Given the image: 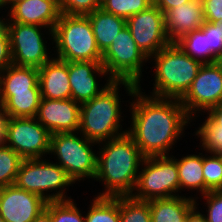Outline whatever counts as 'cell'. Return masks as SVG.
<instances>
[{"instance_id":"obj_1","label":"cell","mask_w":222,"mask_h":222,"mask_svg":"<svg viewBox=\"0 0 222 222\" xmlns=\"http://www.w3.org/2000/svg\"><path fill=\"white\" fill-rule=\"evenodd\" d=\"M131 97L129 107L132 121L127 133L145 158L168 156L193 119L180 99L147 95L141 91V86Z\"/></svg>"},{"instance_id":"obj_2","label":"cell","mask_w":222,"mask_h":222,"mask_svg":"<svg viewBox=\"0 0 222 222\" xmlns=\"http://www.w3.org/2000/svg\"><path fill=\"white\" fill-rule=\"evenodd\" d=\"M98 145L94 180L103 182L104 191L97 197L131 196L145 158L140 149L127 132Z\"/></svg>"},{"instance_id":"obj_3","label":"cell","mask_w":222,"mask_h":222,"mask_svg":"<svg viewBox=\"0 0 222 222\" xmlns=\"http://www.w3.org/2000/svg\"><path fill=\"white\" fill-rule=\"evenodd\" d=\"M120 86L129 96L138 87L128 81H112L101 93L81 104L78 132L88 140L101 143L127 132L122 131Z\"/></svg>"},{"instance_id":"obj_4","label":"cell","mask_w":222,"mask_h":222,"mask_svg":"<svg viewBox=\"0 0 222 222\" xmlns=\"http://www.w3.org/2000/svg\"><path fill=\"white\" fill-rule=\"evenodd\" d=\"M154 83L151 96L181 99L192 85L202 63L190 57L175 42L151 57Z\"/></svg>"},{"instance_id":"obj_5","label":"cell","mask_w":222,"mask_h":222,"mask_svg":"<svg viewBox=\"0 0 222 222\" xmlns=\"http://www.w3.org/2000/svg\"><path fill=\"white\" fill-rule=\"evenodd\" d=\"M56 58L67 61L102 62L100 52L87 15L62 14L53 29Z\"/></svg>"},{"instance_id":"obj_6","label":"cell","mask_w":222,"mask_h":222,"mask_svg":"<svg viewBox=\"0 0 222 222\" xmlns=\"http://www.w3.org/2000/svg\"><path fill=\"white\" fill-rule=\"evenodd\" d=\"M14 184L20 189L41 196L46 202H53L72 200L65 195V191L66 187L69 188L75 183L60 165L39 158L23 159Z\"/></svg>"},{"instance_id":"obj_7","label":"cell","mask_w":222,"mask_h":222,"mask_svg":"<svg viewBox=\"0 0 222 222\" xmlns=\"http://www.w3.org/2000/svg\"><path fill=\"white\" fill-rule=\"evenodd\" d=\"M94 144L98 143L88 140L78 131L55 133L50 137L49 155L56 156V163L66 171L74 183L85 178L93 180L97 171L98 154L92 149Z\"/></svg>"},{"instance_id":"obj_8","label":"cell","mask_w":222,"mask_h":222,"mask_svg":"<svg viewBox=\"0 0 222 222\" xmlns=\"http://www.w3.org/2000/svg\"><path fill=\"white\" fill-rule=\"evenodd\" d=\"M133 199L150 201L179 196L180 184L176 157L154 156L143 159ZM136 191V192H135Z\"/></svg>"},{"instance_id":"obj_9","label":"cell","mask_w":222,"mask_h":222,"mask_svg":"<svg viewBox=\"0 0 222 222\" xmlns=\"http://www.w3.org/2000/svg\"><path fill=\"white\" fill-rule=\"evenodd\" d=\"M149 59L138 48L127 26L123 27L102 54V65L114 81H128L140 86L143 64Z\"/></svg>"},{"instance_id":"obj_10","label":"cell","mask_w":222,"mask_h":222,"mask_svg":"<svg viewBox=\"0 0 222 222\" xmlns=\"http://www.w3.org/2000/svg\"><path fill=\"white\" fill-rule=\"evenodd\" d=\"M43 28L46 29L38 25L6 22L12 64L39 69L52 58L54 54L48 55L47 41L43 39L45 34L41 33Z\"/></svg>"},{"instance_id":"obj_11","label":"cell","mask_w":222,"mask_h":222,"mask_svg":"<svg viewBox=\"0 0 222 222\" xmlns=\"http://www.w3.org/2000/svg\"><path fill=\"white\" fill-rule=\"evenodd\" d=\"M51 133L35 117H9L5 145L23 159L44 158L50 151Z\"/></svg>"},{"instance_id":"obj_12","label":"cell","mask_w":222,"mask_h":222,"mask_svg":"<svg viewBox=\"0 0 222 222\" xmlns=\"http://www.w3.org/2000/svg\"><path fill=\"white\" fill-rule=\"evenodd\" d=\"M180 101L187 114L193 119L196 114L205 113L211 107L220 104L222 102L220 65L217 62L202 64L191 87Z\"/></svg>"},{"instance_id":"obj_13","label":"cell","mask_w":222,"mask_h":222,"mask_svg":"<svg viewBox=\"0 0 222 222\" xmlns=\"http://www.w3.org/2000/svg\"><path fill=\"white\" fill-rule=\"evenodd\" d=\"M126 26L138 48L150 60L158 51L172 42L165 29V15L155 5L129 17Z\"/></svg>"},{"instance_id":"obj_14","label":"cell","mask_w":222,"mask_h":222,"mask_svg":"<svg viewBox=\"0 0 222 222\" xmlns=\"http://www.w3.org/2000/svg\"><path fill=\"white\" fill-rule=\"evenodd\" d=\"M68 75L71 87V98L79 104L87 102L101 93L113 80L97 61L68 62ZM98 78L106 77L104 86H99ZM101 87V88H100Z\"/></svg>"},{"instance_id":"obj_15","label":"cell","mask_w":222,"mask_h":222,"mask_svg":"<svg viewBox=\"0 0 222 222\" xmlns=\"http://www.w3.org/2000/svg\"><path fill=\"white\" fill-rule=\"evenodd\" d=\"M47 202L15 184L0 188V216L5 222H31Z\"/></svg>"},{"instance_id":"obj_16","label":"cell","mask_w":222,"mask_h":222,"mask_svg":"<svg viewBox=\"0 0 222 222\" xmlns=\"http://www.w3.org/2000/svg\"><path fill=\"white\" fill-rule=\"evenodd\" d=\"M81 104L70 99L42 98L35 118L51 133L76 132L80 126Z\"/></svg>"},{"instance_id":"obj_17","label":"cell","mask_w":222,"mask_h":222,"mask_svg":"<svg viewBox=\"0 0 222 222\" xmlns=\"http://www.w3.org/2000/svg\"><path fill=\"white\" fill-rule=\"evenodd\" d=\"M6 22H17L46 27L53 39V29L61 15L59 0H24L8 10Z\"/></svg>"},{"instance_id":"obj_18","label":"cell","mask_w":222,"mask_h":222,"mask_svg":"<svg viewBox=\"0 0 222 222\" xmlns=\"http://www.w3.org/2000/svg\"><path fill=\"white\" fill-rule=\"evenodd\" d=\"M41 97L51 100L71 98L68 62L52 57L38 69Z\"/></svg>"},{"instance_id":"obj_19","label":"cell","mask_w":222,"mask_h":222,"mask_svg":"<svg viewBox=\"0 0 222 222\" xmlns=\"http://www.w3.org/2000/svg\"><path fill=\"white\" fill-rule=\"evenodd\" d=\"M204 22L202 0H191L165 14V29L171 42L177 41L186 33L200 29Z\"/></svg>"},{"instance_id":"obj_20","label":"cell","mask_w":222,"mask_h":222,"mask_svg":"<svg viewBox=\"0 0 222 222\" xmlns=\"http://www.w3.org/2000/svg\"><path fill=\"white\" fill-rule=\"evenodd\" d=\"M30 89H40L38 68L11 64L0 73L1 106L14 93L30 92Z\"/></svg>"},{"instance_id":"obj_21","label":"cell","mask_w":222,"mask_h":222,"mask_svg":"<svg viewBox=\"0 0 222 222\" xmlns=\"http://www.w3.org/2000/svg\"><path fill=\"white\" fill-rule=\"evenodd\" d=\"M197 197L174 196L147 201L151 222H186L189 212L196 206Z\"/></svg>"},{"instance_id":"obj_22","label":"cell","mask_w":222,"mask_h":222,"mask_svg":"<svg viewBox=\"0 0 222 222\" xmlns=\"http://www.w3.org/2000/svg\"><path fill=\"white\" fill-rule=\"evenodd\" d=\"M87 17L92 25L96 44L103 54L120 30L126 26V20L112 13L105 12L102 8L87 14Z\"/></svg>"},{"instance_id":"obj_23","label":"cell","mask_w":222,"mask_h":222,"mask_svg":"<svg viewBox=\"0 0 222 222\" xmlns=\"http://www.w3.org/2000/svg\"><path fill=\"white\" fill-rule=\"evenodd\" d=\"M176 163L178 167L180 192L181 190L183 191V189H187V191L191 189L192 191H199L201 196L205 195L202 153L182 156L180 159L176 158Z\"/></svg>"},{"instance_id":"obj_24","label":"cell","mask_w":222,"mask_h":222,"mask_svg":"<svg viewBox=\"0 0 222 222\" xmlns=\"http://www.w3.org/2000/svg\"><path fill=\"white\" fill-rule=\"evenodd\" d=\"M205 113L207 118L195 131L200 137V147L206 153L215 152L222 145V102L211 107Z\"/></svg>"},{"instance_id":"obj_25","label":"cell","mask_w":222,"mask_h":222,"mask_svg":"<svg viewBox=\"0 0 222 222\" xmlns=\"http://www.w3.org/2000/svg\"><path fill=\"white\" fill-rule=\"evenodd\" d=\"M41 99L40 89H30V92L14 93L2 105V109L9 117H35Z\"/></svg>"},{"instance_id":"obj_26","label":"cell","mask_w":222,"mask_h":222,"mask_svg":"<svg viewBox=\"0 0 222 222\" xmlns=\"http://www.w3.org/2000/svg\"><path fill=\"white\" fill-rule=\"evenodd\" d=\"M85 214L86 222H120L119 196L94 197Z\"/></svg>"},{"instance_id":"obj_27","label":"cell","mask_w":222,"mask_h":222,"mask_svg":"<svg viewBox=\"0 0 222 222\" xmlns=\"http://www.w3.org/2000/svg\"><path fill=\"white\" fill-rule=\"evenodd\" d=\"M175 43L193 59L202 64L210 63L207 35L201 29L182 35Z\"/></svg>"},{"instance_id":"obj_28","label":"cell","mask_w":222,"mask_h":222,"mask_svg":"<svg viewBox=\"0 0 222 222\" xmlns=\"http://www.w3.org/2000/svg\"><path fill=\"white\" fill-rule=\"evenodd\" d=\"M120 222H151L150 206L131 196H119Z\"/></svg>"},{"instance_id":"obj_29","label":"cell","mask_w":222,"mask_h":222,"mask_svg":"<svg viewBox=\"0 0 222 222\" xmlns=\"http://www.w3.org/2000/svg\"><path fill=\"white\" fill-rule=\"evenodd\" d=\"M23 158L12 148L0 146V188L13 185Z\"/></svg>"},{"instance_id":"obj_30","label":"cell","mask_w":222,"mask_h":222,"mask_svg":"<svg viewBox=\"0 0 222 222\" xmlns=\"http://www.w3.org/2000/svg\"><path fill=\"white\" fill-rule=\"evenodd\" d=\"M152 5L150 0H101V8L127 20Z\"/></svg>"},{"instance_id":"obj_31","label":"cell","mask_w":222,"mask_h":222,"mask_svg":"<svg viewBox=\"0 0 222 222\" xmlns=\"http://www.w3.org/2000/svg\"><path fill=\"white\" fill-rule=\"evenodd\" d=\"M203 175L205 194L210 191L222 190V157L215 152L203 155Z\"/></svg>"},{"instance_id":"obj_32","label":"cell","mask_w":222,"mask_h":222,"mask_svg":"<svg viewBox=\"0 0 222 222\" xmlns=\"http://www.w3.org/2000/svg\"><path fill=\"white\" fill-rule=\"evenodd\" d=\"M74 202L73 199L51 202V222H86L85 216Z\"/></svg>"},{"instance_id":"obj_33","label":"cell","mask_w":222,"mask_h":222,"mask_svg":"<svg viewBox=\"0 0 222 222\" xmlns=\"http://www.w3.org/2000/svg\"><path fill=\"white\" fill-rule=\"evenodd\" d=\"M200 29L207 35L210 63L217 62V59L222 55V23L205 21Z\"/></svg>"},{"instance_id":"obj_34","label":"cell","mask_w":222,"mask_h":222,"mask_svg":"<svg viewBox=\"0 0 222 222\" xmlns=\"http://www.w3.org/2000/svg\"><path fill=\"white\" fill-rule=\"evenodd\" d=\"M60 12L69 15H87L101 8V0H59Z\"/></svg>"},{"instance_id":"obj_35","label":"cell","mask_w":222,"mask_h":222,"mask_svg":"<svg viewBox=\"0 0 222 222\" xmlns=\"http://www.w3.org/2000/svg\"><path fill=\"white\" fill-rule=\"evenodd\" d=\"M202 198L206 200L205 205L207 204L206 209H208L206 210L207 214H204L206 220L208 222H222V190L210 191L202 195Z\"/></svg>"},{"instance_id":"obj_36","label":"cell","mask_w":222,"mask_h":222,"mask_svg":"<svg viewBox=\"0 0 222 222\" xmlns=\"http://www.w3.org/2000/svg\"><path fill=\"white\" fill-rule=\"evenodd\" d=\"M206 22L217 23L222 19V0H202Z\"/></svg>"},{"instance_id":"obj_37","label":"cell","mask_w":222,"mask_h":222,"mask_svg":"<svg viewBox=\"0 0 222 222\" xmlns=\"http://www.w3.org/2000/svg\"><path fill=\"white\" fill-rule=\"evenodd\" d=\"M12 64L10 38L6 28L0 33V73Z\"/></svg>"},{"instance_id":"obj_38","label":"cell","mask_w":222,"mask_h":222,"mask_svg":"<svg viewBox=\"0 0 222 222\" xmlns=\"http://www.w3.org/2000/svg\"><path fill=\"white\" fill-rule=\"evenodd\" d=\"M191 0H154L155 5L164 15L172 8L184 5V3L190 2Z\"/></svg>"},{"instance_id":"obj_39","label":"cell","mask_w":222,"mask_h":222,"mask_svg":"<svg viewBox=\"0 0 222 222\" xmlns=\"http://www.w3.org/2000/svg\"><path fill=\"white\" fill-rule=\"evenodd\" d=\"M9 120V116L0 109V146L5 145L6 143V130H7V123Z\"/></svg>"},{"instance_id":"obj_40","label":"cell","mask_w":222,"mask_h":222,"mask_svg":"<svg viewBox=\"0 0 222 222\" xmlns=\"http://www.w3.org/2000/svg\"><path fill=\"white\" fill-rule=\"evenodd\" d=\"M195 207L189 212L186 222H208L204 217V214L200 213L197 198L195 199ZM198 208V209H197Z\"/></svg>"},{"instance_id":"obj_41","label":"cell","mask_w":222,"mask_h":222,"mask_svg":"<svg viewBox=\"0 0 222 222\" xmlns=\"http://www.w3.org/2000/svg\"><path fill=\"white\" fill-rule=\"evenodd\" d=\"M31 222H51V202Z\"/></svg>"},{"instance_id":"obj_42","label":"cell","mask_w":222,"mask_h":222,"mask_svg":"<svg viewBox=\"0 0 222 222\" xmlns=\"http://www.w3.org/2000/svg\"><path fill=\"white\" fill-rule=\"evenodd\" d=\"M20 1H24V0H3V7H5V9L7 8L6 6L10 8L14 3H17Z\"/></svg>"},{"instance_id":"obj_43","label":"cell","mask_w":222,"mask_h":222,"mask_svg":"<svg viewBox=\"0 0 222 222\" xmlns=\"http://www.w3.org/2000/svg\"><path fill=\"white\" fill-rule=\"evenodd\" d=\"M3 18V19H2ZM7 17H0V33L6 28Z\"/></svg>"},{"instance_id":"obj_44","label":"cell","mask_w":222,"mask_h":222,"mask_svg":"<svg viewBox=\"0 0 222 222\" xmlns=\"http://www.w3.org/2000/svg\"><path fill=\"white\" fill-rule=\"evenodd\" d=\"M215 153H216L218 156L222 157V145L215 151Z\"/></svg>"},{"instance_id":"obj_45","label":"cell","mask_w":222,"mask_h":222,"mask_svg":"<svg viewBox=\"0 0 222 222\" xmlns=\"http://www.w3.org/2000/svg\"><path fill=\"white\" fill-rule=\"evenodd\" d=\"M217 63L220 65L222 68V55L217 59Z\"/></svg>"},{"instance_id":"obj_46","label":"cell","mask_w":222,"mask_h":222,"mask_svg":"<svg viewBox=\"0 0 222 222\" xmlns=\"http://www.w3.org/2000/svg\"><path fill=\"white\" fill-rule=\"evenodd\" d=\"M0 9L3 10V0H0Z\"/></svg>"},{"instance_id":"obj_47","label":"cell","mask_w":222,"mask_h":222,"mask_svg":"<svg viewBox=\"0 0 222 222\" xmlns=\"http://www.w3.org/2000/svg\"><path fill=\"white\" fill-rule=\"evenodd\" d=\"M0 222H5V220L0 216Z\"/></svg>"}]
</instances>
